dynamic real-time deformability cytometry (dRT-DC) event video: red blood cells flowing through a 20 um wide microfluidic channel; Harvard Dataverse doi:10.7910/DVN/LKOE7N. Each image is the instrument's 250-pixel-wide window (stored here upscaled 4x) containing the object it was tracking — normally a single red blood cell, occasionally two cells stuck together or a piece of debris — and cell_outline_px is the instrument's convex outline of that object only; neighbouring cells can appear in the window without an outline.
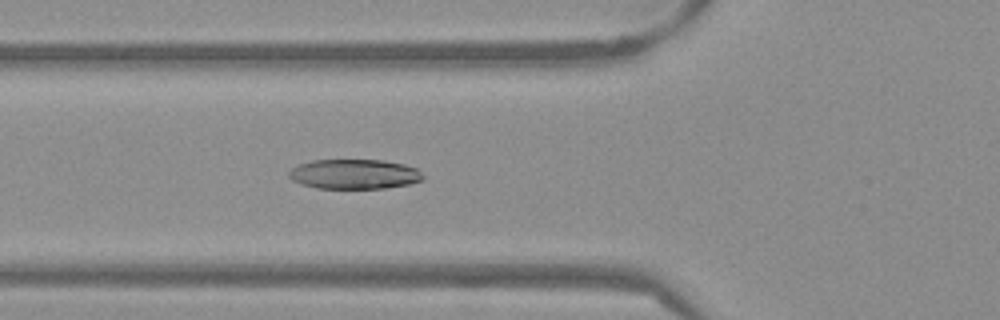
{"species": "Egyptian fruit bat (a non-hibernating species)", "species_latin": "Rousettus aegyptiacus", "temperature_condition": "warm", "stored_images_in_passage": 53, "camera_frame_rate_fps": 3000, "um_per_image_px": 0.085, "frame": {"image": 1, "passage_image": 18, "time_ms": 5.667, "image_size_px": [1000, 320], "cell_outline_px": [[424, 180], [408, 184], [384, 188], [316, 188], [300, 184], [292, 180], [288, 176], [288, 172], [292, 168], [300, 164], [312, 160], [384, 160], [404, 164], [416, 168], [424, 176]], "centroid_in_image_um": [30.11, 14.8], "position_along_channel_um": 95.7, "area_um2": 23.29}}
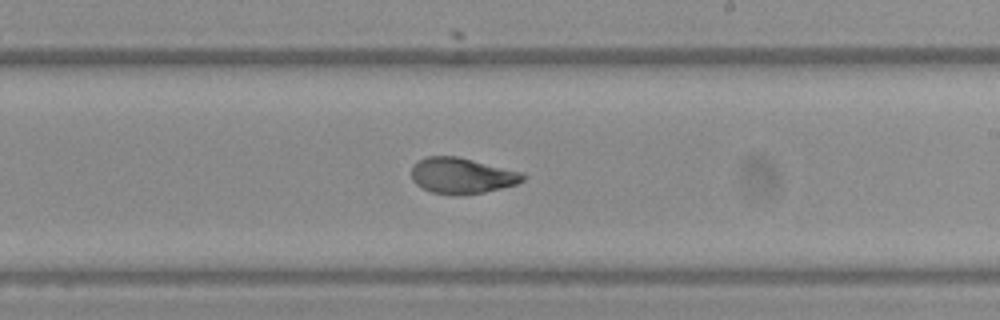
{"frame": {"image": 2, "passage_image": 30, "time_ms": 9.667, "image_size_px": [1000, 320], "cell_outline_px": [[528, 176], [524, 180], [516, 184], [484, 192], [432, 192], [416, 184], [412, 180], [412, 168], [420, 160], [428, 156], [456, 156], [524, 172]], "centroid_in_image_um": [39.32, 14.89], "position_along_channel_um": 249.7, "area_um2": 22.48}}
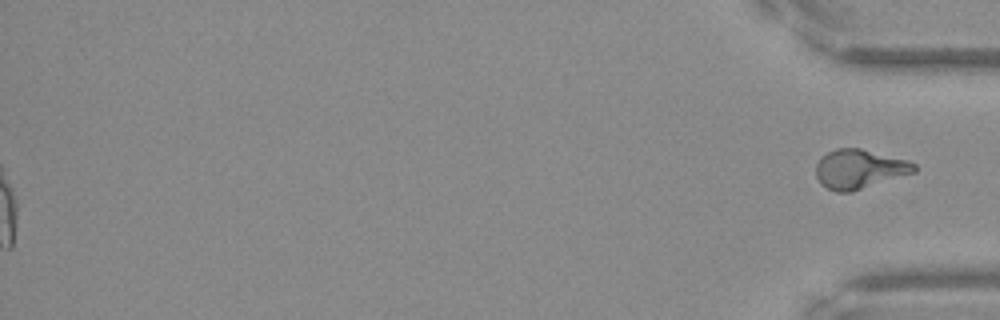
{"frame": {"image": 3, "passage_image": 53, "time_ms": 17.333, "image_size_px": [1000, 320], "cell_outline_px": [[916, 172], [852, 192], [836, 192], [820, 184], [816, 176], [816, 164], [820, 156], [836, 148], [860, 148], [908, 160], [916, 164]], "centroid_in_image_um": [73.04, 14.37], "position_along_channel_um": 362.2, "area_um2": 22.66}, "authors_computed_cell_mechanics": {"area_um2": 23.7558, "velocity_mm_per_s": 3.8363, "shape_relaxation_time_tau1_ms": 4.0638, "shape_relaxation_time_tau2_ms": 1.3608, "deformation_change_tau1": 0.1712, "deformation_change_tau2": 0.0716}}